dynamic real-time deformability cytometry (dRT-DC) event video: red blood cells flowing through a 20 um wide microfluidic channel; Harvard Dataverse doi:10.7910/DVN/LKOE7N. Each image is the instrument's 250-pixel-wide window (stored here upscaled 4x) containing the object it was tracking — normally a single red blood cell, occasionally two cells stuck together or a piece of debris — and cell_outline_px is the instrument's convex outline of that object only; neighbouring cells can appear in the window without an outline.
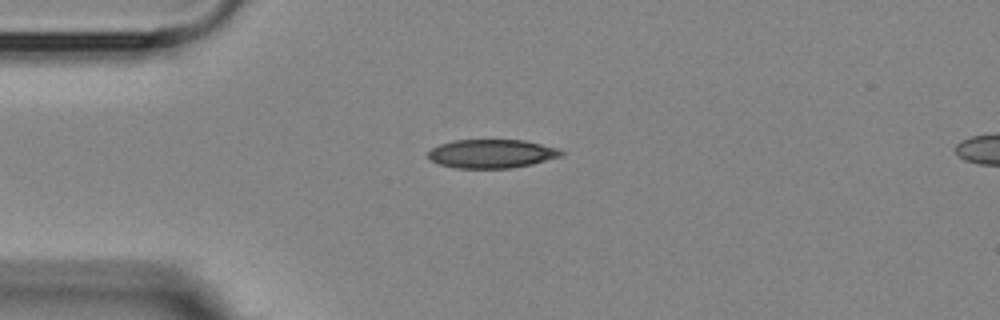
{"species": "Egyptian fruit bat (a non-hibernating species)", "species_latin": "Rousettus aegyptiacus", "temperature_condition": "room temperature", "stored_images_in_passage": 2, "camera_frame_rate_fps": 3000, "um_per_image_px": 0.085, "animal": {"sex": "female"}, "frame": {"image": 1, "passage_image": 1, "time_ms": 0.0, "image_size_px": [1000, 320], "cell_outline_px": [[564, 156], [532, 164], [512, 168], [456, 168], [440, 164], [432, 160], [428, 156], [428, 152], [432, 148], [440, 144], [456, 140], [524, 140], [556, 148], [564, 152]], "centroid_in_image_um": [41.82, 13.07], "position_along_channel_um": 43.2, "area_um2": 22.14}}